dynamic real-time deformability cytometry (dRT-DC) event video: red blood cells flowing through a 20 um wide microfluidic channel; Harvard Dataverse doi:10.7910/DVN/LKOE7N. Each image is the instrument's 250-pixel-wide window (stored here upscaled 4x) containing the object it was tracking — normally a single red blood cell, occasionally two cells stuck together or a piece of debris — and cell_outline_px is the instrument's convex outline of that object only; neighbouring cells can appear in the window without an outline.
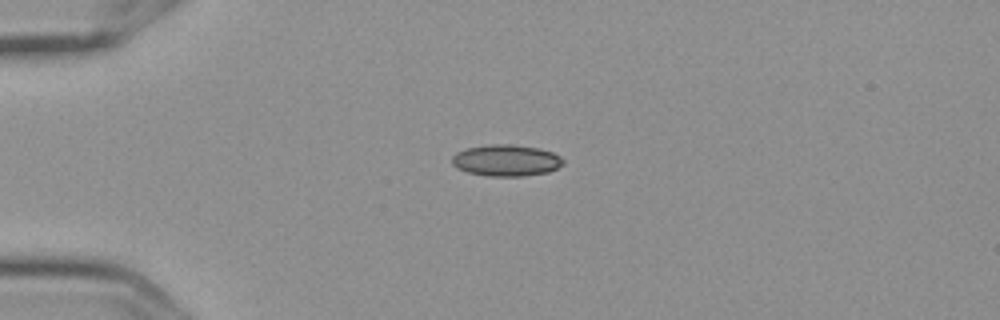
{"species": "Egyptian fruit bat (a non-hibernating species)", "species_latin": "Rousettus aegyptiacus", "temperature_condition": "cold", "stored_images_in_passage": 4, "camera_frame_rate_fps": 3000, "um_per_image_px": 0.085, "frame": {"image": 1, "passage_image": 2, "time_ms": 0.333, "image_size_px": [1000, 320], "cell_outline_px": [[564, 164], [548, 172], [524, 176], [488, 176], [468, 172], [456, 168], [452, 164], [452, 156], [456, 152], [468, 148], [492, 144], [512, 144], [540, 148], [552, 152], [560, 156], [564, 160]], "centroid_in_image_um": [43.03, 13.63], "position_along_channel_um": 42.0, "area_um2": 20.46}}